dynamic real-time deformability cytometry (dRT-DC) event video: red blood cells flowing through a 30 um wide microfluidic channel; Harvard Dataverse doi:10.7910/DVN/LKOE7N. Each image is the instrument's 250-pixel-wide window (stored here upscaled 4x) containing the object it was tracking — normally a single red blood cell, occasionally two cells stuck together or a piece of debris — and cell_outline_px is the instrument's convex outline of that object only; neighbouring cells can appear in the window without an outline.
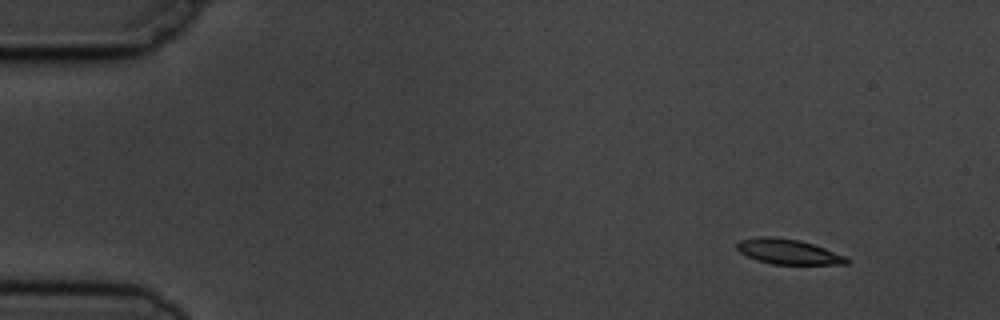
{"species": "common noctule bat (a hibernating species)", "species_latin": "Nyctalus noctula", "temperature_condition": "cold", "stored_images_in_passage": 4, "camera_frame_rate_fps": 3000, "um_per_image_px": 0.085, "animal": {"sex": "male", "body_mass_g": 19.5, "forearm_length_mm": 54.6}, "frame": {"image": 1, "passage_image": 1, "time_ms": 0.0, "image_size_px": [1000, 320], "cell_outline_px": [[852, 260], [848, 264], [772, 264], [756, 260], [740, 252], [736, 248], [736, 244], [740, 240], [760, 236], [772, 236], [800, 240], [848, 256]], "centroid_in_image_um": [67.03, 21.39], "position_along_channel_um": 18.0, "area_um2": 16.18}}
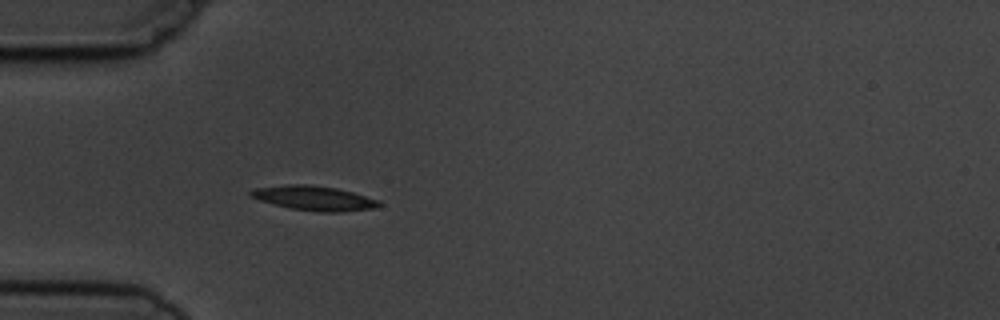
{"frame": {"image": 2, "passage_image": 4, "time_ms": 3.667, "image_size_px": [1000, 320], "cell_outline_px": [[384, 204], [376, 208], [340, 212], [320, 212], [288, 208], [272, 204], [248, 196], [248, 192], [252, 188], [288, 184], [308, 184], [336, 188], [352, 192], [380, 200]], "centroid_in_image_um": [26.68, 16.84], "position_along_channel_um": 58.3, "area_um2": 18.67}}